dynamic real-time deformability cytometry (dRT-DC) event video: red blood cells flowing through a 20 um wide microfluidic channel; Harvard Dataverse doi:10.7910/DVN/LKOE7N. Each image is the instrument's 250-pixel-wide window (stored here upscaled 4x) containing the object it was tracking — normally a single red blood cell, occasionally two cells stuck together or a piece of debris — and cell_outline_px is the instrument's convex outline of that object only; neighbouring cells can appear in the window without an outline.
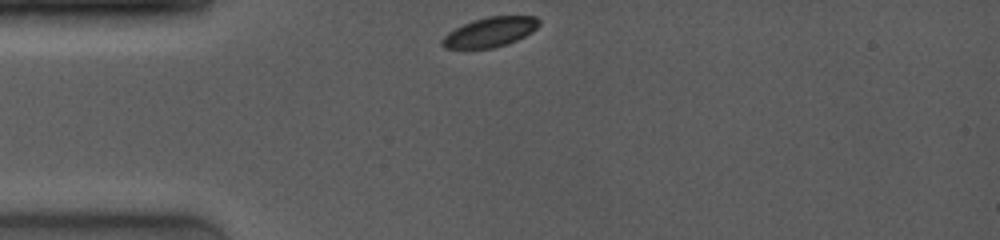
{"species": "common noctule bat (a hibernating species)", "species_latin": "Nyctalus noctula", "temperature_condition": "room temperature", "stored_images_in_passage": 5, "camera_frame_rate_fps": 4000, "um_per_image_px": 0.085, "animal": {"sex": "female", "body_mass_g": 19.0, "forearm_length_mm": 53.3}, "frame": {"image": 1, "passage_image": 1, "time_ms": 0.0, "image_size_px": [1000, 240], "cell_outline_px": [[540, 24], [532, 32], [508, 44], [492, 48], [444, 48], [440, 44], [440, 40], [448, 32], [472, 20], [488, 16], [536, 16], [540, 20]], "centroid_in_image_um": [41.65, 2.72], "position_along_channel_um": 43.3, "area_um2": 16.76}}